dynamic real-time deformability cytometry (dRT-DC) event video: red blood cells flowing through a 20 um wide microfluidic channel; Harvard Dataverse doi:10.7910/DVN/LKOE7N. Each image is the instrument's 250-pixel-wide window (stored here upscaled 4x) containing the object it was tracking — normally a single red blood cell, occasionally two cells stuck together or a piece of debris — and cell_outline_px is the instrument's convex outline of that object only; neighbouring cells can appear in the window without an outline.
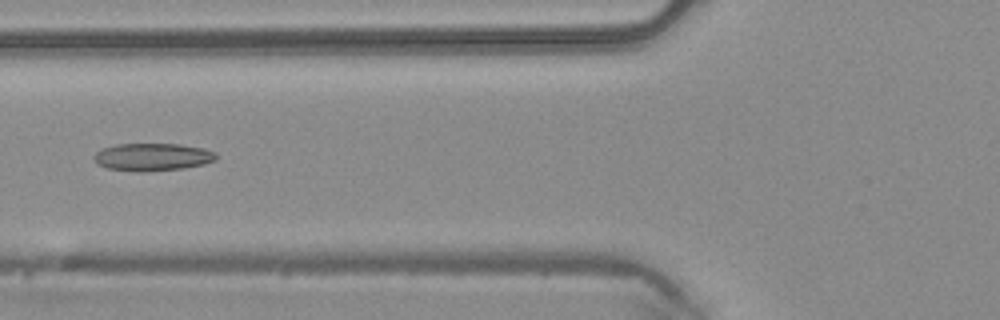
{"species": "common noctule bat (a hibernating species)", "species_latin": "Nyctalus noctula", "temperature_condition": "warm", "stored_images_in_passage": 24, "camera_frame_rate_fps": 3000, "um_per_image_px": 0.085, "animal": {"sex": "male", "body_mass_g": 20.4}, "frame": {"image": 1, "passage_image": 4, "time_ms": 1.0, "image_size_px": [1000, 320], "cell_outline_px": [[216, 160], [204, 164], [184, 168], [136, 172], [108, 168], [96, 164], [92, 156], [100, 148], [116, 144], [180, 144], [204, 148], [216, 152]], "centroid_in_image_um": [12.93, 13.34], "position_along_channel_um": 112.9, "area_um2": 19.83}, "authors_computed_cell_mechanics": {"area_um2": 18.8717, "velocity_mm_per_s": 4.2685, "shape_relaxation_time_tau1_ms": null, "shape_relaxation_time_tau2_ms": 2.0199, "deformation_change_tau1": null, "deformation_change_tau2": 0.1017}}